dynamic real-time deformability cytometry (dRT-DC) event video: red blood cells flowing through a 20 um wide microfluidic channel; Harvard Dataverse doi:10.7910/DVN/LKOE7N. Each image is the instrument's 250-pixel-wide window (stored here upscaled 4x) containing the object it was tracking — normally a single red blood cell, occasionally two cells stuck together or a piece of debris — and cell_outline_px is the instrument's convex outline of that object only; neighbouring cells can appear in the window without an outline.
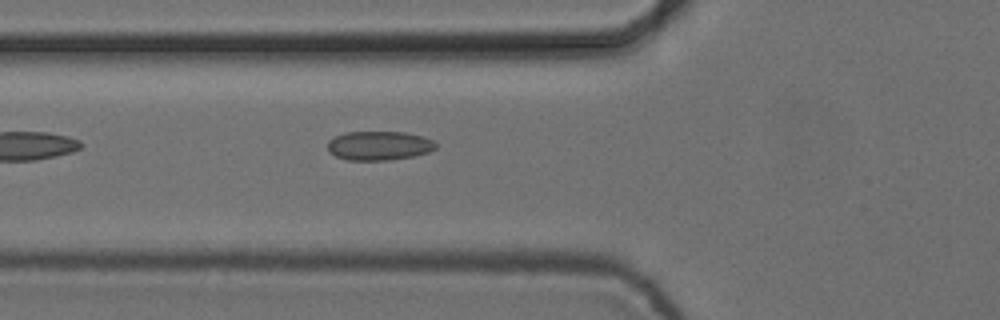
{"species": "common noctule bat (a hibernating species)", "species_latin": "Nyctalus noctula", "temperature_condition": "cold", "stored_images_in_passage": 5, "camera_frame_rate_fps": 3000, "um_per_image_px": 0.085, "animal": {"sex": "female", "body_mass_g": 24.6, "forearm_length_mm": 56.2}, "frame": {"image": 1, "passage_image": 5, "time_ms": 1.333, "image_size_px": [1000, 320], "cell_outline_px": [[436, 148], [428, 152], [412, 156], [388, 160], [348, 160], [336, 156], [328, 152], [328, 140], [344, 132], [404, 132], [424, 136], [432, 140], [436, 144]], "centroid_in_image_um": [32.2, 12.37], "position_along_channel_um": 93.6, "area_um2": 18.32}}